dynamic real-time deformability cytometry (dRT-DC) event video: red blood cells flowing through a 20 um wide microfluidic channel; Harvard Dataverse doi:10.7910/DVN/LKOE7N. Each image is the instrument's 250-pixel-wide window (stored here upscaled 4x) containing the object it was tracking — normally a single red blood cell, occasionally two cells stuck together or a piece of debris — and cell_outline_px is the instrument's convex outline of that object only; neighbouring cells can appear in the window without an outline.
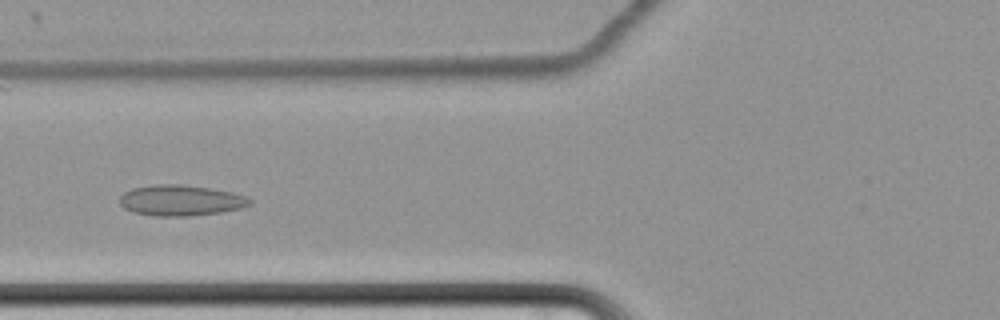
{"species": "common noctule bat (a hibernating species)", "species_latin": "Nyctalus noctula", "temperature_condition": "cold", "stored_images_in_passage": 61, "camera_frame_rate_fps": 3000, "um_per_image_px": 0.085, "animal": {"sex": "female", "body_mass_g": 22.7, "forearm_length_mm": 54.2}, "frame": {"image": 1, "passage_image": 25, "time_ms": 8.0, "image_size_px": [1000, 320], "cell_outline_px": [[252, 204], [240, 208], [220, 212], [188, 216], [156, 216], [132, 212], [124, 208], [120, 204], [120, 196], [124, 192], [132, 188], [156, 184], [180, 184], [208, 188], [232, 192], [244, 196], [252, 200]], "centroid_in_image_um": [15.33, 17.03], "position_along_channel_um": 110.5, "area_um2": 23.24}}
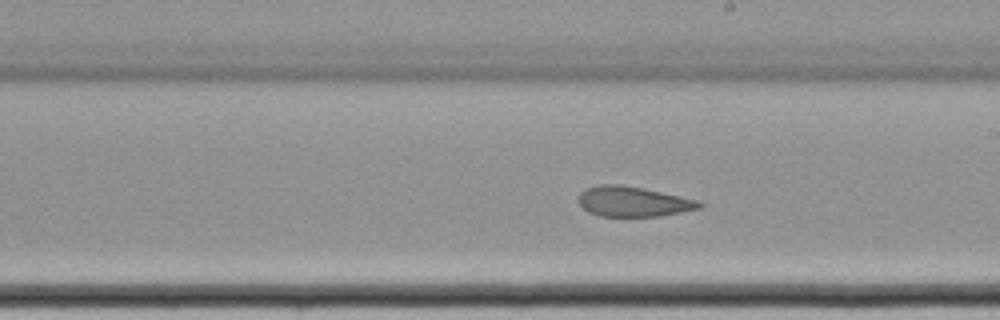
{"frame": {"image": 2, "passage_image": 36, "time_ms": 11.667, "image_size_px": [1000, 320], "cell_outline_px": [[704, 204], [700, 208], [660, 216], [600, 216], [588, 212], [580, 204], [580, 192], [584, 188], [600, 184], [620, 184], [644, 188], [700, 200]], "centroid_in_image_um": [53.84, 17.12], "position_along_channel_um": 235.2, "area_um2": 21.27}}
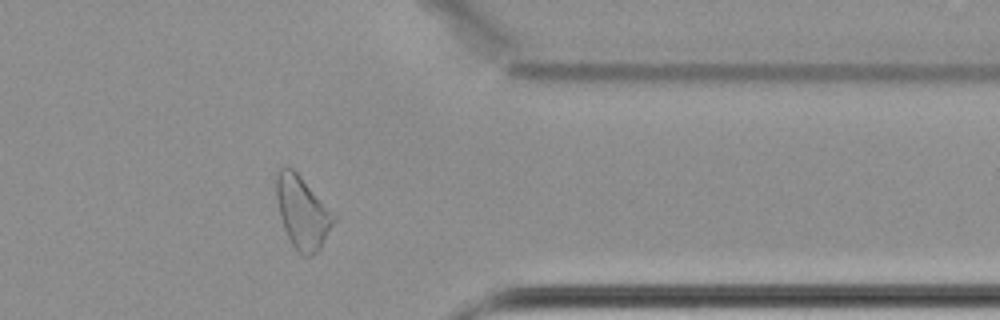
{"frame": {"image": 3, "passage_image": 50, "time_ms": 16.333, "image_size_px": [1000, 320], "cell_outline_px": [[340, 216], [320, 248], [312, 256], [304, 256], [292, 244], [284, 228], [280, 216], [276, 196], [276, 172], [280, 168], [288, 164]], "centroid_in_image_um": [25.76, 18.02], "position_along_channel_um": 385.6, "area_um2": 24.68}, "authors_computed_cell_mechanics": {"area_um2": 24.7384, "velocity_mm_per_s": 3.4082, "shape_relaxation_time_tau1_ms": null, "shape_relaxation_time_tau2_ms": 4.4617, "deformation_change_tau1": null, "deformation_change_tau2": 0.0865}}